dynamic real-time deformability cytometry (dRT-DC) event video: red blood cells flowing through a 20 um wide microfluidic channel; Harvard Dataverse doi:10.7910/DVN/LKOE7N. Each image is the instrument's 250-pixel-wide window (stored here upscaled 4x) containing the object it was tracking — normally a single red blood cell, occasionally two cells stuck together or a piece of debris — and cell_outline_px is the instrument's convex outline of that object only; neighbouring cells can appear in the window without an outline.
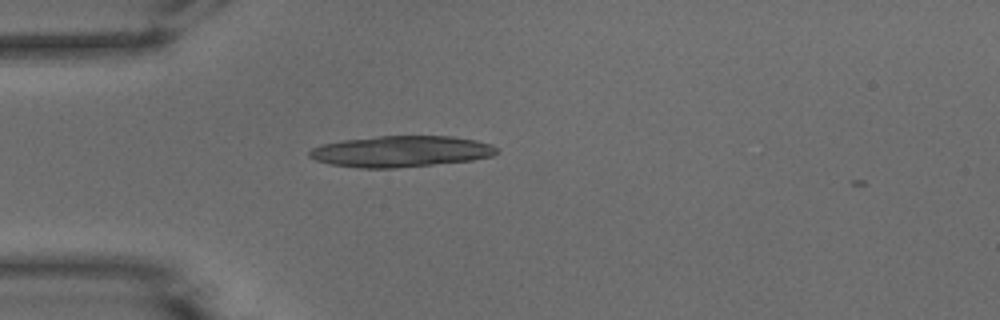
{"species": "common noctule bat (a hibernating species)", "species_latin": "Nyctalus noctula", "temperature_condition": "warm", "stored_images_in_passage": 38, "camera_frame_rate_fps": 3000, "um_per_image_px": 0.085, "animal": {"sex": "male", "body_mass_g": 15.6}, "frame": {"image": 1, "passage_image": 1, "time_ms": 0.0, "image_size_px": [1000, 320], "cell_outline_px": [[500, 152], [492, 156], [472, 160], [396, 168], [360, 168], [328, 164], [316, 160], [308, 156], [308, 152], [312, 148], [320, 144], [344, 140], [376, 136], [452, 136], [476, 140], [492, 144]], "centroid_in_image_um": [34.07, 12.87], "position_along_channel_um": 50.9, "area_um2": 34.16}}